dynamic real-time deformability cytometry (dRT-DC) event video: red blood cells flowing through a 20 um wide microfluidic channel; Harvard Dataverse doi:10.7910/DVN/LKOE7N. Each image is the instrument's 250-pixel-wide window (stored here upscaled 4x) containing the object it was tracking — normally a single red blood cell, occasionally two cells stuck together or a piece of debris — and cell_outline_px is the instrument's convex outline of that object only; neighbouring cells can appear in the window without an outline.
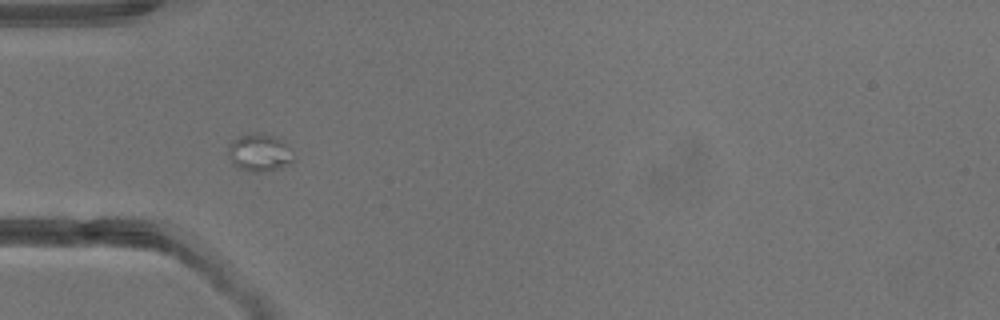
{"species": "common noctule bat (a hibernating species)", "species_latin": "Nyctalus noctula", "temperature_condition": "warm", "stored_images_in_passage": 3, "camera_frame_rate_fps": 3000, "um_per_image_px": 0.085, "animal": {"sex": "male", "body_mass_g": 13.3}, "frame": {"image": 1, "passage_image": 3, "time_ms": 3.333, "image_size_px": [1000, 320], "cell_outline_px": [[292, 164], [280, 168], [264, 172], [252, 172], [236, 168], [232, 164], [228, 152], [228, 144], [232, 140], [240, 136], [252, 132], [264, 132], [280, 136], [288, 148], [292, 160]], "centroid_in_image_um": [22.02, 12.96], "position_along_channel_um": 63.0, "area_um2": 14.68}}